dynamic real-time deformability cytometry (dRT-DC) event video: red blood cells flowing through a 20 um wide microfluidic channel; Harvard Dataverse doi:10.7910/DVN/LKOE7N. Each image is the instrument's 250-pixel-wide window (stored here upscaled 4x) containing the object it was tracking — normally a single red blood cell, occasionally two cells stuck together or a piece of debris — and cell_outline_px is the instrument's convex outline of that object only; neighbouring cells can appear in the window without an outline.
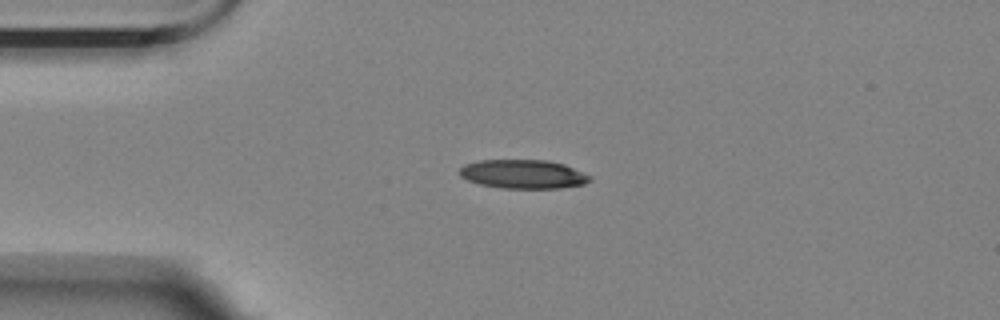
{"species": "Egyptian fruit bat (a non-hibernating species)", "species_latin": "Rousettus aegyptiacus", "temperature_condition": "room temperature", "stored_images_in_passage": 19, "camera_frame_rate_fps": 3000, "um_per_image_px": 0.085, "animal": {"sex": "female"}, "frame": {"image": 1, "passage_image": 1, "time_ms": 0.0, "image_size_px": [1000, 320], "cell_outline_px": [[592, 180], [584, 184], [560, 188], [500, 188], [480, 184], [468, 180], [460, 176], [460, 168], [464, 164], [476, 160], [548, 160], [564, 164], [592, 176]], "centroid_in_image_um": [44.47, 14.8], "position_along_channel_um": 40.5, "area_um2": 22.02}}
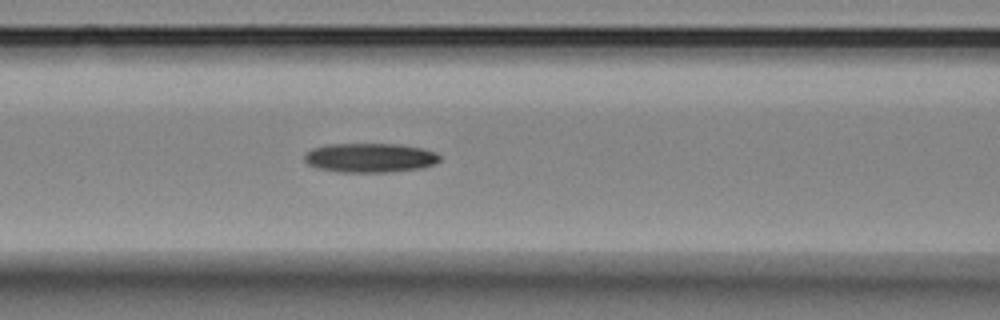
{"frame": {"image": 2, "passage_image": 11, "time_ms": 3.333, "image_size_px": [1000, 320], "cell_outline_px": [[440, 160], [432, 164], [420, 168], [384, 172], [340, 172], [316, 168], [308, 164], [304, 160], [304, 152], [312, 148], [328, 144], [396, 144], [424, 148], [436, 152], [440, 156]], "centroid_in_image_um": [31.4, 13.4], "position_along_channel_um": 135.2, "area_um2": 23.12}}
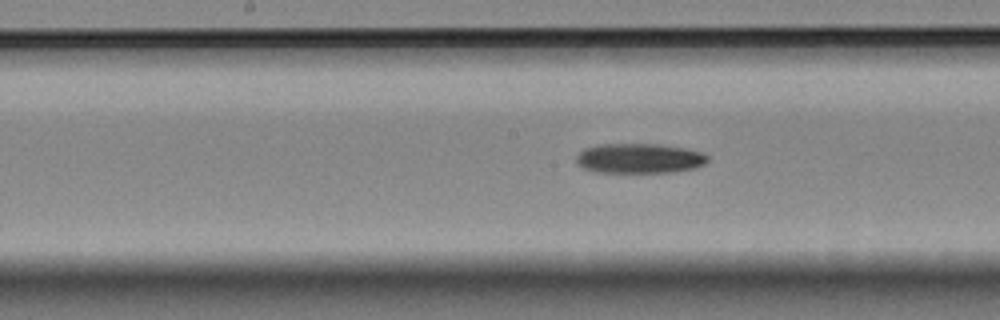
{"frame": {"image": 3, "passage_image": 16, "time_ms": 5.0, "image_size_px": [1000, 320], "cell_outline_px": [[708, 160], [704, 164], [696, 168], [672, 172], [592, 172], [576, 164], [576, 156], [584, 148], [600, 144], [660, 144], [684, 148], [700, 152], [708, 156]], "centroid_in_image_um": [54.32, 13.46], "position_along_channel_um": 193.9, "area_um2": 22.95}}